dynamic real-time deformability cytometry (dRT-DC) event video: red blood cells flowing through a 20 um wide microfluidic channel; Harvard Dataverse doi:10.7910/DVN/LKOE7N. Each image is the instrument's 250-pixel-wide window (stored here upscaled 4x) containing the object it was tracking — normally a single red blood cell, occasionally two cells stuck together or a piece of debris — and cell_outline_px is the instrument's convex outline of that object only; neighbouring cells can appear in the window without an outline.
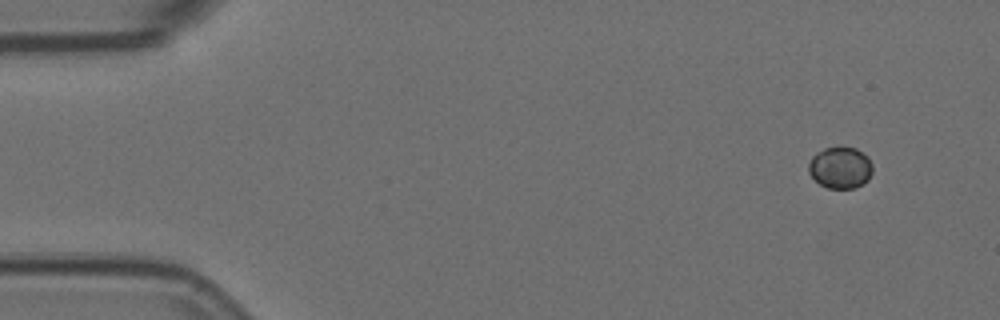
{"species": "Egyptian fruit bat (a non-hibernating species)", "species_latin": "Rousettus aegyptiacus", "temperature_condition": "room temperature", "stored_images_in_passage": 9, "camera_frame_rate_fps": 3000, "um_per_image_px": 0.085, "animal": {"sex": "female"}, "frame": {"image": 1, "passage_image": 1, "time_ms": 0.0, "image_size_px": [1000, 320], "cell_outline_px": [[872, 172], [868, 180], [856, 188], [828, 188], [820, 184], [808, 172], [808, 164], [812, 156], [816, 152], [824, 148], [840, 144], [856, 148], [868, 156], [872, 164]], "centroid_in_image_um": [71.43, 14.2], "position_along_channel_um": 13.6, "area_um2": 15.95}}
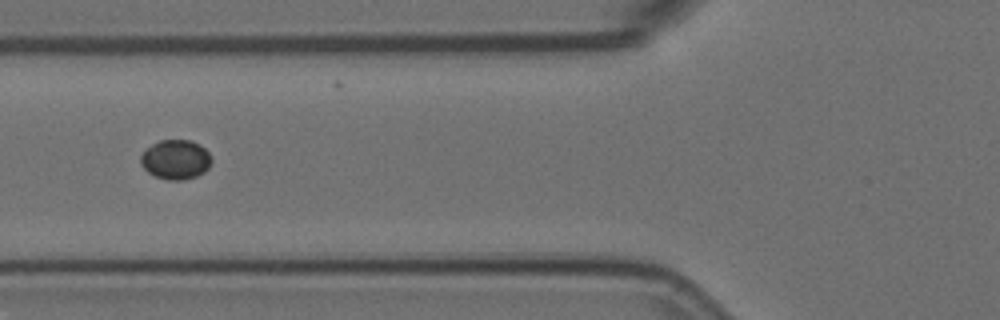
{"frame": {"image": 2, "passage_image": 6, "time_ms": 1.667, "image_size_px": [1000, 320], "cell_outline_px": [[212, 160], [208, 168], [204, 172], [196, 176], [184, 180], [168, 180], [156, 176], [148, 172], [140, 164], [140, 156], [144, 148], [160, 140], [192, 140], [200, 144], [208, 152]], "centroid_in_image_um": [14.91, 13.55], "position_along_channel_um": 110.9, "area_um2": 16.47}}
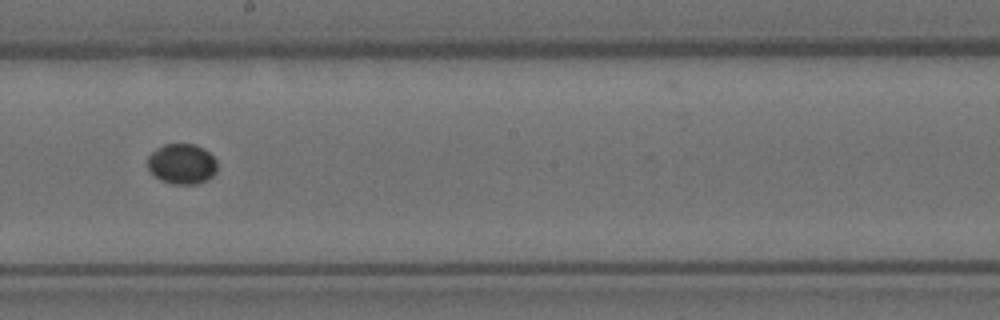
{"frame": {"image": 3, "passage_image": 9, "time_ms": 2.667, "image_size_px": [1000, 320], "cell_outline_px": [[216, 172], [208, 180], [196, 184], [172, 184], [160, 180], [148, 168], [148, 156], [156, 148], [164, 144], [196, 144], [204, 148], [216, 160]], "centroid_in_image_um": [15.47, 13.93], "position_along_channel_um": 232.7, "area_um2": 16.42}}